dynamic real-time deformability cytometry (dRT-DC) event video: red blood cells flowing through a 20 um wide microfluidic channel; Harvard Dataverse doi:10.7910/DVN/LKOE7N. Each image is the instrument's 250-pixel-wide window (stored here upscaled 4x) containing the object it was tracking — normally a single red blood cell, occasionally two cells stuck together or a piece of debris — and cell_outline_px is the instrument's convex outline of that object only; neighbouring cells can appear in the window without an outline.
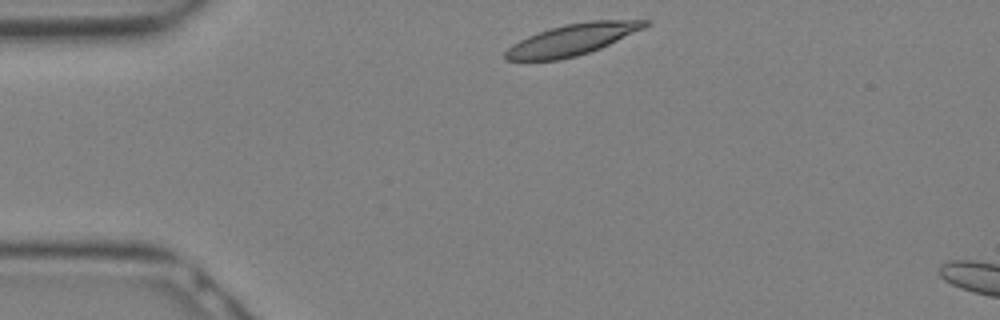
{"species": "Egyptian fruit bat (a non-hibernating species)", "species_latin": "Rousettus aegyptiacus", "temperature_condition": "warm", "stored_images_in_passage": 4, "camera_frame_rate_fps": 3000, "um_per_image_px": 0.085, "animal": {"sex": "female"}, "frame": {"image": 1, "passage_image": 1, "time_ms": 0.0, "image_size_px": [1000, 320], "cell_outline_px": [[652, 24], [644, 28], [600, 48], [576, 56], [560, 60], [504, 60], [504, 52], [512, 44], [528, 36], [564, 24], [592, 20], [652, 20]], "centroid_in_image_um": [48.66, 3.36], "position_along_channel_um": 36.3, "area_um2": 25.26}}